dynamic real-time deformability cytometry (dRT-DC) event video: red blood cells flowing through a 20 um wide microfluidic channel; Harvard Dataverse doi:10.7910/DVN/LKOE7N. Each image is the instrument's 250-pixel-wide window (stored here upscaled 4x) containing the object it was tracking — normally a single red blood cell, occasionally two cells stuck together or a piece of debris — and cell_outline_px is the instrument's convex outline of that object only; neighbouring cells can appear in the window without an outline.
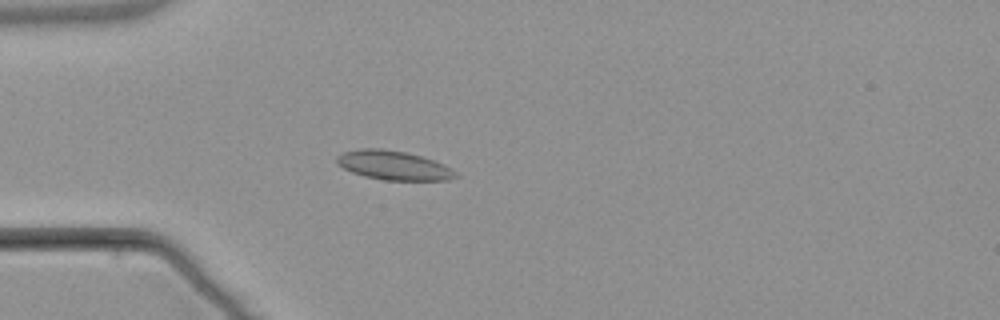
{"species": "common noctule bat (a hibernating species)", "species_latin": "Nyctalus noctula", "temperature_condition": "warm", "stored_images_in_passage": 4, "camera_frame_rate_fps": 3000, "um_per_image_px": 0.085, "animal": {"sex": "male", "body_mass_g": 21.5, "forearm_length_mm": 52.0}, "frame": {"image": 1, "passage_image": 4, "time_ms": 3.667, "image_size_px": [1000, 320], "cell_outline_px": [[460, 176], [448, 180], [384, 180], [364, 176], [352, 172], [336, 164], [336, 156], [344, 152], [360, 148], [380, 148], [408, 152], [444, 164], [456, 172]], "centroid_in_image_um": [33.44, 14.05], "position_along_channel_um": 51.6, "area_um2": 20.23}}